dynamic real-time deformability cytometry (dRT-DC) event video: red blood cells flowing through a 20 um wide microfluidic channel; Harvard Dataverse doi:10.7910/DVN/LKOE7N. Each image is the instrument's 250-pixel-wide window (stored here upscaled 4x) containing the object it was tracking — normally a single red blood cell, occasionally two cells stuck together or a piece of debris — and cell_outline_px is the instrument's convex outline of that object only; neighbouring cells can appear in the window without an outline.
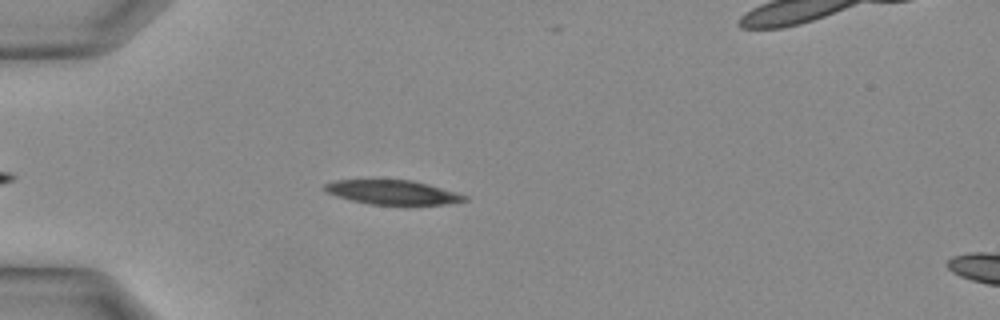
{"species": "Egyptian fruit bat (a non-hibernating species)", "species_latin": "Rousettus aegyptiacus", "temperature_condition": "warm", "stored_images_in_passage": 27, "camera_frame_rate_fps": 3000, "um_per_image_px": 0.085, "animal": {"sex": "female"}, "frame": {"image": 1, "passage_image": 5, "time_ms": 1.333, "image_size_px": [1000, 320], "cell_outline_px": [[468, 200], [444, 204], [368, 204], [336, 196], [324, 192], [324, 184], [332, 180], [412, 180], [428, 184], [468, 196]], "centroid_in_image_um": [33.32, 16.34], "position_along_channel_um": 51.7, "area_um2": 19.59}}
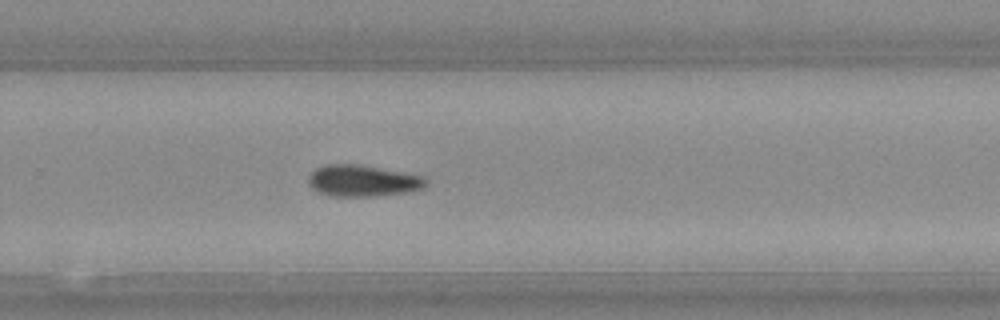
{"frame": {"image": 2, "passage_image": 18, "time_ms": 5.667, "image_size_px": [1000, 320], "cell_outline_px": [[428, 184], [424, 188], [404, 192], [368, 196], [336, 196], [320, 192], [312, 188], [308, 184], [308, 176], [316, 168], [328, 164], [360, 164], [404, 172], [424, 176], [428, 180]], "centroid_in_image_um": [30.85, 15.34], "position_along_channel_um": 299.0, "area_um2": 21.44}}
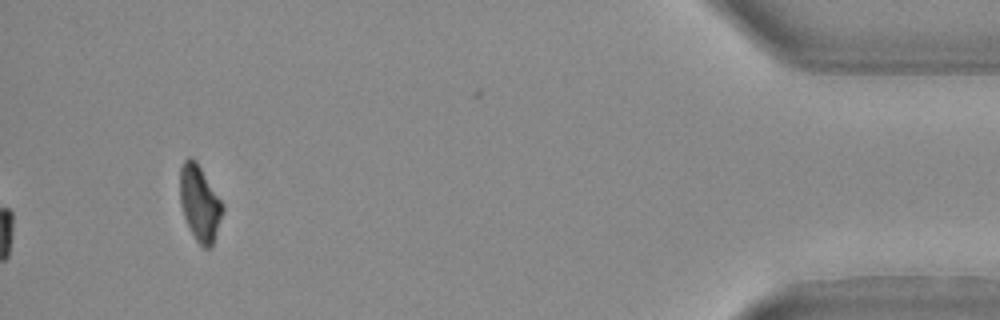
{"frame": {"image": 3, "passage_image": 27, "time_ms": 8.667, "image_size_px": [1000, 320], "cell_outline_px": [[224, 212], [212, 244], [208, 248], [204, 248], [196, 240], [184, 216], [180, 204], [180, 168], [184, 160], [188, 156], [196, 160], [224, 204]], "centroid_in_image_um": [16.98, 17.23], "position_along_channel_um": 418.2, "area_um2": 18.73}}